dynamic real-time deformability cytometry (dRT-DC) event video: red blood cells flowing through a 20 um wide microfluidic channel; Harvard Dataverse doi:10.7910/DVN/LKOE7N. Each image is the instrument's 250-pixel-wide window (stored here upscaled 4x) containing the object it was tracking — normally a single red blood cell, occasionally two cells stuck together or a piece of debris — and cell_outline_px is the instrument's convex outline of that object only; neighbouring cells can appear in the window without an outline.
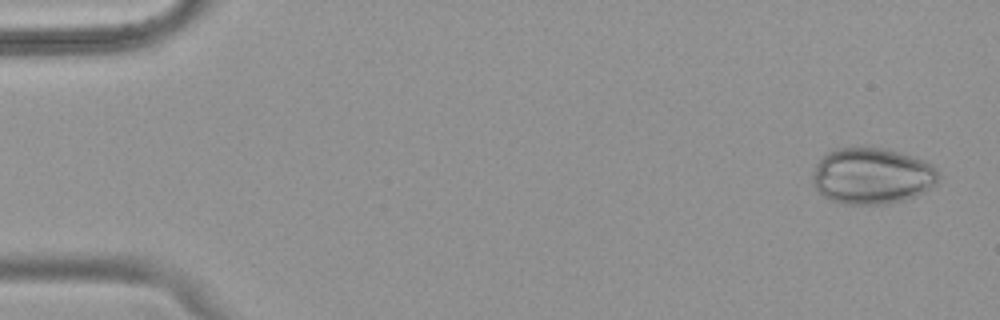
{"species": "common noctule bat (a hibernating species)", "species_latin": "Nyctalus noctula", "temperature_condition": "warm", "stored_images_in_passage": 51, "camera_frame_rate_fps": 3000, "um_per_image_px": 0.085, "animal": {"sex": "female", "body_mass_g": 18.4}, "frame": {"image": 1, "passage_image": 2, "time_ms": 0.333, "image_size_px": [1000, 320], "cell_outline_px": [[936, 184], [924, 192], [904, 200], [888, 204], [840, 204], [828, 200], [816, 188], [812, 180], [812, 172], [816, 164], [828, 152], [836, 148], [884, 148], [900, 152], [924, 160], [932, 164], [936, 168]], "centroid_in_image_um": [74.1, 14.97], "position_along_channel_um": 10.9, "area_um2": 41.27}}
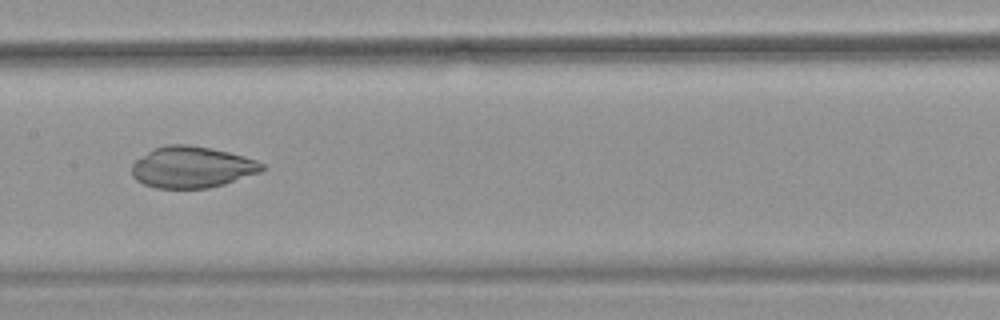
{"frame": {"image": 2, "passage_image": 26, "time_ms": 8.333, "image_size_px": [1000, 320], "cell_outline_px": [[264, 168], [260, 172], [224, 184], [208, 188], [156, 188], [144, 184], [136, 180], [132, 176], [132, 164], [136, 160], [148, 152], [156, 148], [168, 144], [188, 144], [212, 148], [244, 156], [256, 160], [264, 164]], "centroid_in_image_um": [16.31, 14.21], "position_along_channel_um": 191.1, "area_um2": 31.27}}
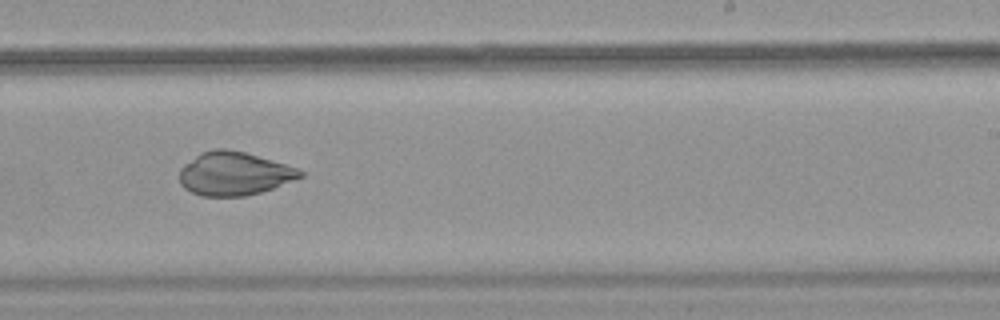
{"frame": {"image": 3, "passage_image": 32, "time_ms": 10.333, "image_size_px": [1000, 320], "cell_outline_px": [[304, 176], [272, 188], [260, 192], [244, 196], [200, 196], [184, 188], [180, 184], [180, 168], [184, 164], [200, 152], [216, 148], [224, 148], [244, 152], [300, 168], [304, 172]], "centroid_in_image_um": [19.89, 14.75], "position_along_channel_um": 269.1, "area_um2": 30.58}}